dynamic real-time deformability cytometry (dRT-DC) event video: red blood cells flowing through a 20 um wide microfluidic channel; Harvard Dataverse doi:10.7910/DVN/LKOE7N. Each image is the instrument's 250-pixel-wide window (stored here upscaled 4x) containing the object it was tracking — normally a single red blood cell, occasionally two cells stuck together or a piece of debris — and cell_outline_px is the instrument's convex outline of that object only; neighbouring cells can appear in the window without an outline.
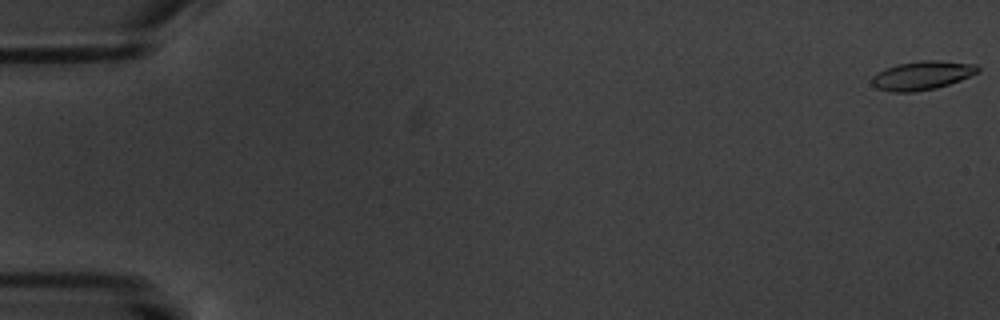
{"species": "common noctule bat (a hibernating species)", "species_latin": "Nyctalus noctula", "temperature_condition": "warm", "stored_images_in_passage": 6, "camera_frame_rate_fps": 3000, "um_per_image_px": 0.085, "animal": {"sex": "male", "body_mass_g": 20.1, "forearm_length_mm": 53.5}, "frame": {"image": 1, "passage_image": 1, "time_ms": 0.0, "image_size_px": [1000, 320], "cell_outline_px": [[980, 72], [960, 80], [936, 88], [912, 92], [892, 92], [876, 88], [872, 84], [872, 76], [884, 68], [896, 64], [920, 60], [936, 60], [976, 64], [980, 68]], "centroid_in_image_um": [78.37, 6.4], "position_along_channel_um": 6.6, "area_um2": 17.86}}